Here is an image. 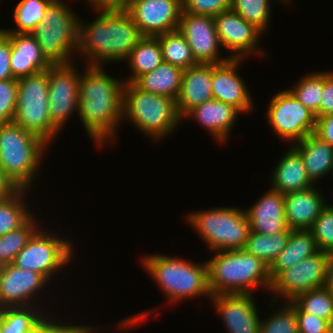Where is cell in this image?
<instances>
[{
    "label": "cell",
    "instance_id": "6da1fadb",
    "mask_svg": "<svg viewBox=\"0 0 333 333\" xmlns=\"http://www.w3.org/2000/svg\"><path fill=\"white\" fill-rule=\"evenodd\" d=\"M104 67L86 65L81 72L76 116L81 120L85 133L99 149L110 141L116 144L117 131L123 125L124 80L109 75Z\"/></svg>",
    "mask_w": 333,
    "mask_h": 333
},
{
    "label": "cell",
    "instance_id": "7a4b0ae2",
    "mask_svg": "<svg viewBox=\"0 0 333 333\" xmlns=\"http://www.w3.org/2000/svg\"><path fill=\"white\" fill-rule=\"evenodd\" d=\"M93 21L80 19L76 57L86 65L123 62L144 37L127 11L97 12ZM82 56V57H81ZM84 58V59H83Z\"/></svg>",
    "mask_w": 333,
    "mask_h": 333
},
{
    "label": "cell",
    "instance_id": "3957f363",
    "mask_svg": "<svg viewBox=\"0 0 333 333\" xmlns=\"http://www.w3.org/2000/svg\"><path fill=\"white\" fill-rule=\"evenodd\" d=\"M143 257V258H142ZM139 260L141 267L163 296L176 306L186 299L205 297L210 301L212 294L208 286V267L206 260L195 262L183 257L165 254H145ZM188 260V261H187ZM198 297V298H197ZM209 298V299H208ZM175 304V305H174Z\"/></svg>",
    "mask_w": 333,
    "mask_h": 333
},
{
    "label": "cell",
    "instance_id": "277c9868",
    "mask_svg": "<svg viewBox=\"0 0 333 333\" xmlns=\"http://www.w3.org/2000/svg\"><path fill=\"white\" fill-rule=\"evenodd\" d=\"M214 253V254H213ZM206 259L208 286L213 295L254 294V290H270L269 266L244 249L212 251ZM257 289V290H256Z\"/></svg>",
    "mask_w": 333,
    "mask_h": 333
},
{
    "label": "cell",
    "instance_id": "5b68a950",
    "mask_svg": "<svg viewBox=\"0 0 333 333\" xmlns=\"http://www.w3.org/2000/svg\"><path fill=\"white\" fill-rule=\"evenodd\" d=\"M50 146L14 122L0 124V168L18 189L32 190L38 184L35 181Z\"/></svg>",
    "mask_w": 333,
    "mask_h": 333
},
{
    "label": "cell",
    "instance_id": "8992f818",
    "mask_svg": "<svg viewBox=\"0 0 333 333\" xmlns=\"http://www.w3.org/2000/svg\"><path fill=\"white\" fill-rule=\"evenodd\" d=\"M129 122L151 141H164L182 123L176 101L170 97L141 91L133 83H124L122 123Z\"/></svg>",
    "mask_w": 333,
    "mask_h": 333
},
{
    "label": "cell",
    "instance_id": "52a82bcc",
    "mask_svg": "<svg viewBox=\"0 0 333 333\" xmlns=\"http://www.w3.org/2000/svg\"><path fill=\"white\" fill-rule=\"evenodd\" d=\"M186 224L204 241L212 251L244 249L250 224L244 208L214 207L186 213Z\"/></svg>",
    "mask_w": 333,
    "mask_h": 333
},
{
    "label": "cell",
    "instance_id": "ba28073f",
    "mask_svg": "<svg viewBox=\"0 0 333 333\" xmlns=\"http://www.w3.org/2000/svg\"><path fill=\"white\" fill-rule=\"evenodd\" d=\"M70 7L64 0H53L31 32L52 65L70 64L77 59L81 18Z\"/></svg>",
    "mask_w": 333,
    "mask_h": 333
},
{
    "label": "cell",
    "instance_id": "9c48e42d",
    "mask_svg": "<svg viewBox=\"0 0 333 333\" xmlns=\"http://www.w3.org/2000/svg\"><path fill=\"white\" fill-rule=\"evenodd\" d=\"M55 233L40 227L16 255L12 264L24 270L40 273L49 282H54L57 273L60 276L63 272L60 270L68 268L69 263L73 262L72 258L76 252L72 240Z\"/></svg>",
    "mask_w": 333,
    "mask_h": 333
},
{
    "label": "cell",
    "instance_id": "30bf717a",
    "mask_svg": "<svg viewBox=\"0 0 333 333\" xmlns=\"http://www.w3.org/2000/svg\"><path fill=\"white\" fill-rule=\"evenodd\" d=\"M48 97V69L18 79L17 105L12 122L52 145L60 131L52 124Z\"/></svg>",
    "mask_w": 333,
    "mask_h": 333
},
{
    "label": "cell",
    "instance_id": "8fae6325",
    "mask_svg": "<svg viewBox=\"0 0 333 333\" xmlns=\"http://www.w3.org/2000/svg\"><path fill=\"white\" fill-rule=\"evenodd\" d=\"M330 257V253L320 250L315 255L281 271L271 281L269 304L272 309L274 307L275 310L276 306L280 305L278 300L284 299V303L290 302L303 292L325 287Z\"/></svg>",
    "mask_w": 333,
    "mask_h": 333
},
{
    "label": "cell",
    "instance_id": "7c38bea8",
    "mask_svg": "<svg viewBox=\"0 0 333 333\" xmlns=\"http://www.w3.org/2000/svg\"><path fill=\"white\" fill-rule=\"evenodd\" d=\"M267 104V122L275 136L294 144L312 134L316 115L305 107L288 89L276 92Z\"/></svg>",
    "mask_w": 333,
    "mask_h": 333
},
{
    "label": "cell",
    "instance_id": "4fadbf2b",
    "mask_svg": "<svg viewBox=\"0 0 333 333\" xmlns=\"http://www.w3.org/2000/svg\"><path fill=\"white\" fill-rule=\"evenodd\" d=\"M49 283L40 273L24 270L13 264L3 265L0 273V308L31 305L45 307V312L49 311L57 322L62 321L55 311L52 312V309L43 305L42 297L47 293L44 289L50 287ZM39 295H42L43 301Z\"/></svg>",
    "mask_w": 333,
    "mask_h": 333
},
{
    "label": "cell",
    "instance_id": "5bb4252c",
    "mask_svg": "<svg viewBox=\"0 0 333 333\" xmlns=\"http://www.w3.org/2000/svg\"><path fill=\"white\" fill-rule=\"evenodd\" d=\"M75 63L56 64L48 68L49 115L60 133L69 119L78 113L81 72L77 68L79 64Z\"/></svg>",
    "mask_w": 333,
    "mask_h": 333
},
{
    "label": "cell",
    "instance_id": "9a60e30c",
    "mask_svg": "<svg viewBox=\"0 0 333 333\" xmlns=\"http://www.w3.org/2000/svg\"><path fill=\"white\" fill-rule=\"evenodd\" d=\"M214 20L222 48L229 51L226 55L231 59H246L249 55L250 58L265 56L266 49L261 48L260 43L264 34L238 13L229 9L220 12Z\"/></svg>",
    "mask_w": 333,
    "mask_h": 333
},
{
    "label": "cell",
    "instance_id": "2e32d148",
    "mask_svg": "<svg viewBox=\"0 0 333 333\" xmlns=\"http://www.w3.org/2000/svg\"><path fill=\"white\" fill-rule=\"evenodd\" d=\"M178 30L187 40L198 63L221 64L231 59L220 54L222 45L214 17L182 11Z\"/></svg>",
    "mask_w": 333,
    "mask_h": 333
},
{
    "label": "cell",
    "instance_id": "e0dca14e",
    "mask_svg": "<svg viewBox=\"0 0 333 333\" xmlns=\"http://www.w3.org/2000/svg\"><path fill=\"white\" fill-rule=\"evenodd\" d=\"M144 36L156 37L178 30L180 0H139L126 10Z\"/></svg>",
    "mask_w": 333,
    "mask_h": 333
},
{
    "label": "cell",
    "instance_id": "ac0fdd59",
    "mask_svg": "<svg viewBox=\"0 0 333 333\" xmlns=\"http://www.w3.org/2000/svg\"><path fill=\"white\" fill-rule=\"evenodd\" d=\"M246 59H230L221 64H212L213 99L237 108L242 114L255 109L251 89L239 75V69Z\"/></svg>",
    "mask_w": 333,
    "mask_h": 333
},
{
    "label": "cell",
    "instance_id": "d6986e66",
    "mask_svg": "<svg viewBox=\"0 0 333 333\" xmlns=\"http://www.w3.org/2000/svg\"><path fill=\"white\" fill-rule=\"evenodd\" d=\"M255 294H220L210 298L228 333H259L261 316Z\"/></svg>",
    "mask_w": 333,
    "mask_h": 333
},
{
    "label": "cell",
    "instance_id": "ffe728a7",
    "mask_svg": "<svg viewBox=\"0 0 333 333\" xmlns=\"http://www.w3.org/2000/svg\"><path fill=\"white\" fill-rule=\"evenodd\" d=\"M241 114L234 106L211 99L191 109L182 118V121L186 122L187 119H194L221 146L222 143L226 144L228 142L230 133L236 126L235 122Z\"/></svg>",
    "mask_w": 333,
    "mask_h": 333
},
{
    "label": "cell",
    "instance_id": "44dd1931",
    "mask_svg": "<svg viewBox=\"0 0 333 333\" xmlns=\"http://www.w3.org/2000/svg\"><path fill=\"white\" fill-rule=\"evenodd\" d=\"M250 231L276 234L288 229L285 220V195L267 188L265 194L245 210Z\"/></svg>",
    "mask_w": 333,
    "mask_h": 333
},
{
    "label": "cell",
    "instance_id": "7402d4cb",
    "mask_svg": "<svg viewBox=\"0 0 333 333\" xmlns=\"http://www.w3.org/2000/svg\"><path fill=\"white\" fill-rule=\"evenodd\" d=\"M3 33L11 42L10 67L15 79L44 72L52 65L31 33Z\"/></svg>",
    "mask_w": 333,
    "mask_h": 333
},
{
    "label": "cell",
    "instance_id": "603a6c76",
    "mask_svg": "<svg viewBox=\"0 0 333 333\" xmlns=\"http://www.w3.org/2000/svg\"><path fill=\"white\" fill-rule=\"evenodd\" d=\"M318 187V188H317ZM319 186L285 195V220L291 230H310L315 219L327 206Z\"/></svg>",
    "mask_w": 333,
    "mask_h": 333
},
{
    "label": "cell",
    "instance_id": "cb8c5ba5",
    "mask_svg": "<svg viewBox=\"0 0 333 333\" xmlns=\"http://www.w3.org/2000/svg\"><path fill=\"white\" fill-rule=\"evenodd\" d=\"M40 306L0 308V333H55L57 321Z\"/></svg>",
    "mask_w": 333,
    "mask_h": 333
},
{
    "label": "cell",
    "instance_id": "d4e9b609",
    "mask_svg": "<svg viewBox=\"0 0 333 333\" xmlns=\"http://www.w3.org/2000/svg\"><path fill=\"white\" fill-rule=\"evenodd\" d=\"M213 99L212 64L199 63L183 71L176 109L182 119L191 109Z\"/></svg>",
    "mask_w": 333,
    "mask_h": 333
},
{
    "label": "cell",
    "instance_id": "484cf974",
    "mask_svg": "<svg viewBox=\"0 0 333 333\" xmlns=\"http://www.w3.org/2000/svg\"><path fill=\"white\" fill-rule=\"evenodd\" d=\"M271 171L270 188L283 195L314 186L309 179L300 153L291 145Z\"/></svg>",
    "mask_w": 333,
    "mask_h": 333
},
{
    "label": "cell",
    "instance_id": "4316f807",
    "mask_svg": "<svg viewBox=\"0 0 333 333\" xmlns=\"http://www.w3.org/2000/svg\"><path fill=\"white\" fill-rule=\"evenodd\" d=\"M300 153L307 175L314 185L328 174L333 175V147L314 133L292 144Z\"/></svg>",
    "mask_w": 333,
    "mask_h": 333
},
{
    "label": "cell",
    "instance_id": "83f0119b",
    "mask_svg": "<svg viewBox=\"0 0 333 333\" xmlns=\"http://www.w3.org/2000/svg\"><path fill=\"white\" fill-rule=\"evenodd\" d=\"M320 250L310 230H291L284 250L269 266L271 281L281 272L305 258L315 255Z\"/></svg>",
    "mask_w": 333,
    "mask_h": 333
},
{
    "label": "cell",
    "instance_id": "f1b7e54d",
    "mask_svg": "<svg viewBox=\"0 0 333 333\" xmlns=\"http://www.w3.org/2000/svg\"><path fill=\"white\" fill-rule=\"evenodd\" d=\"M183 71L180 67L163 61L153 71L139 76L133 84L141 91L170 97L176 101Z\"/></svg>",
    "mask_w": 333,
    "mask_h": 333
},
{
    "label": "cell",
    "instance_id": "f546056e",
    "mask_svg": "<svg viewBox=\"0 0 333 333\" xmlns=\"http://www.w3.org/2000/svg\"><path fill=\"white\" fill-rule=\"evenodd\" d=\"M131 74L124 83H133L139 76L156 69L162 62V49L157 37L144 36L124 61Z\"/></svg>",
    "mask_w": 333,
    "mask_h": 333
},
{
    "label": "cell",
    "instance_id": "4dcf8cb0",
    "mask_svg": "<svg viewBox=\"0 0 333 333\" xmlns=\"http://www.w3.org/2000/svg\"><path fill=\"white\" fill-rule=\"evenodd\" d=\"M291 229L276 233L262 234L250 231L244 250L260 258L268 266L284 250L290 237Z\"/></svg>",
    "mask_w": 333,
    "mask_h": 333
},
{
    "label": "cell",
    "instance_id": "1f68e13d",
    "mask_svg": "<svg viewBox=\"0 0 333 333\" xmlns=\"http://www.w3.org/2000/svg\"><path fill=\"white\" fill-rule=\"evenodd\" d=\"M30 192V190L19 189L10 198L0 201V236L18 229L33 215L29 202L26 200V195Z\"/></svg>",
    "mask_w": 333,
    "mask_h": 333
},
{
    "label": "cell",
    "instance_id": "d6a6232c",
    "mask_svg": "<svg viewBox=\"0 0 333 333\" xmlns=\"http://www.w3.org/2000/svg\"><path fill=\"white\" fill-rule=\"evenodd\" d=\"M162 49L163 61L185 70L198 65L192 49L179 30L156 36Z\"/></svg>",
    "mask_w": 333,
    "mask_h": 333
},
{
    "label": "cell",
    "instance_id": "836d02e7",
    "mask_svg": "<svg viewBox=\"0 0 333 333\" xmlns=\"http://www.w3.org/2000/svg\"><path fill=\"white\" fill-rule=\"evenodd\" d=\"M37 218V219H36ZM33 214L22 226L0 236V263L12 264L16 255L26 246L32 235L43 226Z\"/></svg>",
    "mask_w": 333,
    "mask_h": 333
},
{
    "label": "cell",
    "instance_id": "e575fe53",
    "mask_svg": "<svg viewBox=\"0 0 333 333\" xmlns=\"http://www.w3.org/2000/svg\"><path fill=\"white\" fill-rule=\"evenodd\" d=\"M53 0H20L13 13L16 28H0L2 32L31 33L43 20L47 7Z\"/></svg>",
    "mask_w": 333,
    "mask_h": 333
},
{
    "label": "cell",
    "instance_id": "d590c367",
    "mask_svg": "<svg viewBox=\"0 0 333 333\" xmlns=\"http://www.w3.org/2000/svg\"><path fill=\"white\" fill-rule=\"evenodd\" d=\"M297 82L288 90L316 117L320 116L321 96L324 90V71L305 73Z\"/></svg>",
    "mask_w": 333,
    "mask_h": 333
},
{
    "label": "cell",
    "instance_id": "8d00e7d4",
    "mask_svg": "<svg viewBox=\"0 0 333 333\" xmlns=\"http://www.w3.org/2000/svg\"><path fill=\"white\" fill-rule=\"evenodd\" d=\"M272 1V2H271ZM289 5L285 0H277ZM274 0H230V9L238 13L248 23L253 24L263 34L267 33L271 23Z\"/></svg>",
    "mask_w": 333,
    "mask_h": 333
},
{
    "label": "cell",
    "instance_id": "74e56055",
    "mask_svg": "<svg viewBox=\"0 0 333 333\" xmlns=\"http://www.w3.org/2000/svg\"><path fill=\"white\" fill-rule=\"evenodd\" d=\"M293 302L304 313L327 320L333 326V293L326 287L303 292Z\"/></svg>",
    "mask_w": 333,
    "mask_h": 333
},
{
    "label": "cell",
    "instance_id": "f35d334b",
    "mask_svg": "<svg viewBox=\"0 0 333 333\" xmlns=\"http://www.w3.org/2000/svg\"><path fill=\"white\" fill-rule=\"evenodd\" d=\"M280 306L272 315L261 318L259 333H299L294 302H286Z\"/></svg>",
    "mask_w": 333,
    "mask_h": 333
},
{
    "label": "cell",
    "instance_id": "ab89813d",
    "mask_svg": "<svg viewBox=\"0 0 333 333\" xmlns=\"http://www.w3.org/2000/svg\"><path fill=\"white\" fill-rule=\"evenodd\" d=\"M310 231L318 249L333 255V205L327 204L315 219Z\"/></svg>",
    "mask_w": 333,
    "mask_h": 333
},
{
    "label": "cell",
    "instance_id": "60d3db41",
    "mask_svg": "<svg viewBox=\"0 0 333 333\" xmlns=\"http://www.w3.org/2000/svg\"><path fill=\"white\" fill-rule=\"evenodd\" d=\"M17 96L18 79L0 80V124L13 121Z\"/></svg>",
    "mask_w": 333,
    "mask_h": 333
},
{
    "label": "cell",
    "instance_id": "b9f144b4",
    "mask_svg": "<svg viewBox=\"0 0 333 333\" xmlns=\"http://www.w3.org/2000/svg\"><path fill=\"white\" fill-rule=\"evenodd\" d=\"M182 11L215 17L230 9V0H180Z\"/></svg>",
    "mask_w": 333,
    "mask_h": 333
},
{
    "label": "cell",
    "instance_id": "7bdbcfd3",
    "mask_svg": "<svg viewBox=\"0 0 333 333\" xmlns=\"http://www.w3.org/2000/svg\"><path fill=\"white\" fill-rule=\"evenodd\" d=\"M294 310L296 311L299 333H331L333 330V326L327 320L304 313L295 303Z\"/></svg>",
    "mask_w": 333,
    "mask_h": 333
},
{
    "label": "cell",
    "instance_id": "ee69618b",
    "mask_svg": "<svg viewBox=\"0 0 333 333\" xmlns=\"http://www.w3.org/2000/svg\"><path fill=\"white\" fill-rule=\"evenodd\" d=\"M11 42L0 30V80L15 79L10 67Z\"/></svg>",
    "mask_w": 333,
    "mask_h": 333
},
{
    "label": "cell",
    "instance_id": "f6af8a7d",
    "mask_svg": "<svg viewBox=\"0 0 333 333\" xmlns=\"http://www.w3.org/2000/svg\"><path fill=\"white\" fill-rule=\"evenodd\" d=\"M329 114H333V70L324 71V90L320 103V116Z\"/></svg>",
    "mask_w": 333,
    "mask_h": 333
},
{
    "label": "cell",
    "instance_id": "bcb514c9",
    "mask_svg": "<svg viewBox=\"0 0 333 333\" xmlns=\"http://www.w3.org/2000/svg\"><path fill=\"white\" fill-rule=\"evenodd\" d=\"M314 134L333 147V114L316 117Z\"/></svg>",
    "mask_w": 333,
    "mask_h": 333
},
{
    "label": "cell",
    "instance_id": "7dc6e473",
    "mask_svg": "<svg viewBox=\"0 0 333 333\" xmlns=\"http://www.w3.org/2000/svg\"><path fill=\"white\" fill-rule=\"evenodd\" d=\"M62 321L57 323L55 333H98L99 330H101L100 327H96L95 325H88L80 323L79 325L76 322L68 323V318L65 320V322ZM65 323V324H64ZM100 328V329H99Z\"/></svg>",
    "mask_w": 333,
    "mask_h": 333
},
{
    "label": "cell",
    "instance_id": "c3c4849f",
    "mask_svg": "<svg viewBox=\"0 0 333 333\" xmlns=\"http://www.w3.org/2000/svg\"><path fill=\"white\" fill-rule=\"evenodd\" d=\"M85 2L95 13L122 11V0H85Z\"/></svg>",
    "mask_w": 333,
    "mask_h": 333
},
{
    "label": "cell",
    "instance_id": "681fc988",
    "mask_svg": "<svg viewBox=\"0 0 333 333\" xmlns=\"http://www.w3.org/2000/svg\"><path fill=\"white\" fill-rule=\"evenodd\" d=\"M18 190L19 189L17 186L4 174L0 168V201L10 198Z\"/></svg>",
    "mask_w": 333,
    "mask_h": 333
},
{
    "label": "cell",
    "instance_id": "f907efd6",
    "mask_svg": "<svg viewBox=\"0 0 333 333\" xmlns=\"http://www.w3.org/2000/svg\"><path fill=\"white\" fill-rule=\"evenodd\" d=\"M333 285V255H331L328 265H327V274H326V284Z\"/></svg>",
    "mask_w": 333,
    "mask_h": 333
},
{
    "label": "cell",
    "instance_id": "816d5d0a",
    "mask_svg": "<svg viewBox=\"0 0 333 333\" xmlns=\"http://www.w3.org/2000/svg\"><path fill=\"white\" fill-rule=\"evenodd\" d=\"M139 0H122V11H126L133 3Z\"/></svg>",
    "mask_w": 333,
    "mask_h": 333
},
{
    "label": "cell",
    "instance_id": "f5cc1de1",
    "mask_svg": "<svg viewBox=\"0 0 333 333\" xmlns=\"http://www.w3.org/2000/svg\"><path fill=\"white\" fill-rule=\"evenodd\" d=\"M325 287L333 293V285H325Z\"/></svg>",
    "mask_w": 333,
    "mask_h": 333
},
{
    "label": "cell",
    "instance_id": "db71d44e",
    "mask_svg": "<svg viewBox=\"0 0 333 333\" xmlns=\"http://www.w3.org/2000/svg\"><path fill=\"white\" fill-rule=\"evenodd\" d=\"M285 1H286V2L289 4V6H290V4H292L294 0H285Z\"/></svg>",
    "mask_w": 333,
    "mask_h": 333
},
{
    "label": "cell",
    "instance_id": "11a10c76",
    "mask_svg": "<svg viewBox=\"0 0 333 333\" xmlns=\"http://www.w3.org/2000/svg\"><path fill=\"white\" fill-rule=\"evenodd\" d=\"M2 266H3V265L0 263V273H1Z\"/></svg>",
    "mask_w": 333,
    "mask_h": 333
}]
</instances>
